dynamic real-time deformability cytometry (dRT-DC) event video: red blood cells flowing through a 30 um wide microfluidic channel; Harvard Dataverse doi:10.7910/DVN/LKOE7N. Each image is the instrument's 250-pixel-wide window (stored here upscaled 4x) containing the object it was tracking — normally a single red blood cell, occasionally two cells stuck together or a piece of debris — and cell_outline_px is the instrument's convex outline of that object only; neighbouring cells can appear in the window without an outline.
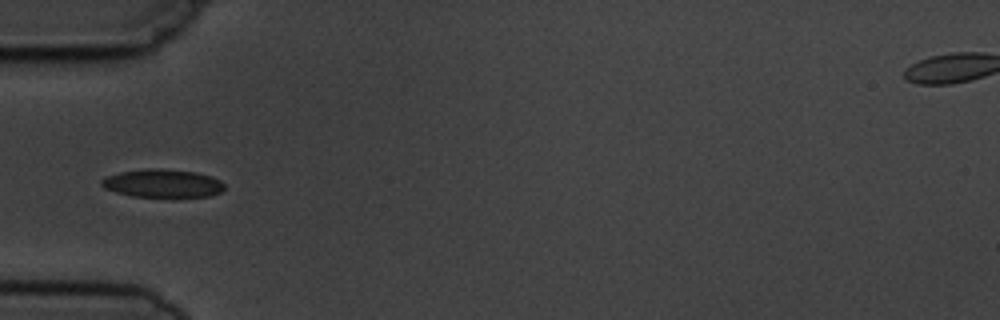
{"species": "common noctule bat (a hibernating species)", "species_latin": "Nyctalus noctula", "temperature_condition": "cold", "stored_images_in_passage": 2, "camera_frame_rate_fps": 3000, "um_per_image_px": 0.085, "animal": {"sex": "male", "body_mass_g": 19.5, "forearm_length_mm": 54.6}, "frame": {"image": 1, "passage_image": 2, "time_ms": 1.333, "image_size_px": [1000, 320], "cell_outline_px": [[224, 188], [220, 192], [208, 196], [132, 196], [116, 192], [104, 188], [100, 184], [100, 180], [108, 176], [120, 172], [144, 168], [160, 168], [196, 172], [212, 176], [220, 180], [224, 184]], "centroid_in_image_um": [13.81, 15.56], "position_along_channel_um": 71.2, "area_um2": 20.06}}